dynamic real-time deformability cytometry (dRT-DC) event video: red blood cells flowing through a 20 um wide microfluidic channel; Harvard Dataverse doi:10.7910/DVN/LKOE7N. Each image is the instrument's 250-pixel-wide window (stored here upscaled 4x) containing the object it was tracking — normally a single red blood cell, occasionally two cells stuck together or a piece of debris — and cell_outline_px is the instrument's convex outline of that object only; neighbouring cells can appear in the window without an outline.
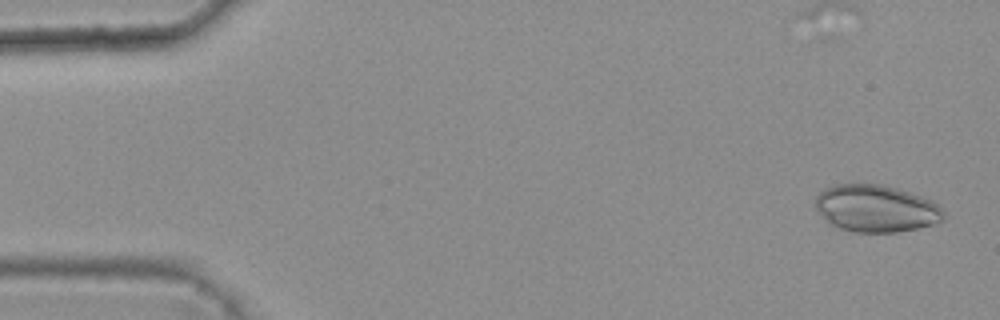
{"species": "common noctule bat (a hibernating species)", "species_latin": "Nyctalus noctula", "temperature_condition": "warm", "stored_images_in_passage": 46, "camera_frame_rate_fps": 3000, "um_per_image_px": 0.085, "animal": {"sex": "female", "body_mass_g": 25.1}, "frame": {"image": 1, "passage_image": 2, "time_ms": 0.333, "image_size_px": [1000, 320], "cell_outline_px": [[944, 220], [936, 224], [896, 232], [856, 232], [840, 228], [832, 224], [816, 208], [816, 196], [824, 188], [832, 184], [880, 184], [896, 188], [932, 200], [944, 212]], "centroid_in_image_um": [74.48, 17.71], "position_along_channel_um": 10.5, "area_um2": 34.91}}
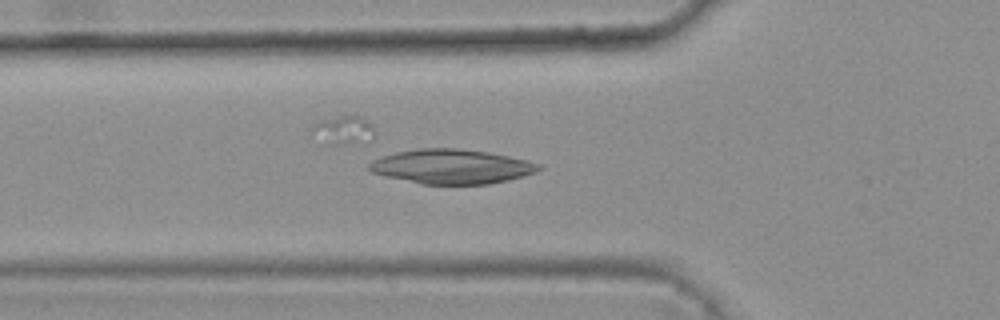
{"frame": {"image": 2, "passage_image": 18, "time_ms": 5.667, "image_size_px": [1000, 320], "cell_outline_px": [[544, 168], [536, 172], [524, 176], [508, 180], [488, 184], [420, 184], [384, 176], [372, 172], [364, 168], [372, 160], [396, 152], [420, 148], [460, 148], [488, 152], [528, 160], [540, 164]], "centroid_in_image_um": [38.38, 14.16], "position_along_channel_um": 87.4, "area_um2": 34.33}}